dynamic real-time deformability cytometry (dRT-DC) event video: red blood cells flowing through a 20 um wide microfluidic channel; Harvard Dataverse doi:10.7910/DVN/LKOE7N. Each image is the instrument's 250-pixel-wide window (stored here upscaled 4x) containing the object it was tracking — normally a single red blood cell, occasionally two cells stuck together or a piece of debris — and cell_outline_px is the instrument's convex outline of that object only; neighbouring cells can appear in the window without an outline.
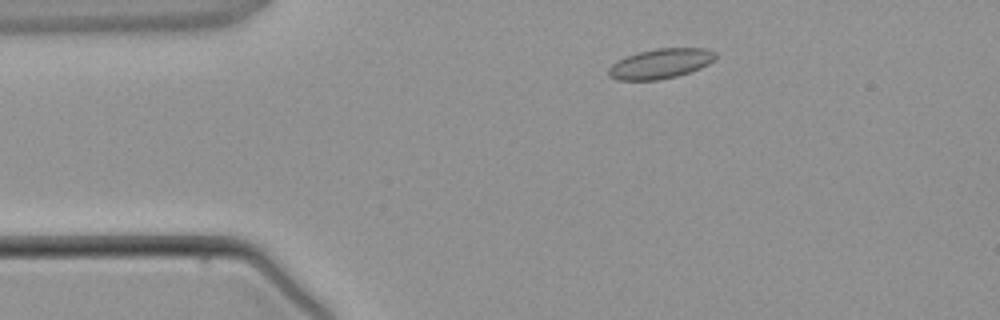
{"species": "common noctule bat (a hibernating species)", "species_latin": "Nyctalus noctula", "temperature_condition": "warm", "stored_images_in_passage": 3, "camera_frame_rate_fps": 3000, "um_per_image_px": 0.085, "animal": {"sex": "male", "body_mass_g": 21.5, "forearm_length_mm": 52.0}, "frame": {"image": 1, "passage_image": 2, "time_ms": 1.333, "image_size_px": [1000, 320], "cell_outline_px": [[716, 60], [700, 68], [676, 76], [660, 80], [616, 80], [608, 76], [608, 68], [616, 60], [640, 52], [656, 48], [708, 48], [716, 52]], "centroid_in_image_um": [56.15, 5.41], "position_along_channel_um": 28.9, "area_um2": 18.73}}
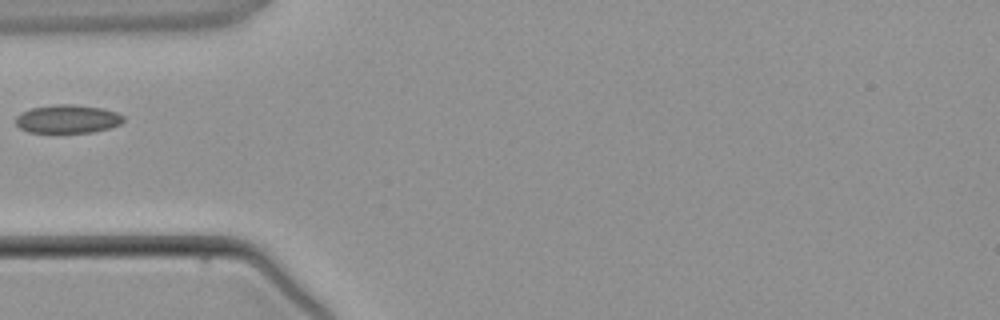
{"frame": {"image": 2, "passage_image": 3, "time_ms": 3.333, "image_size_px": [1000, 320], "cell_outline_px": [[124, 120], [120, 124], [108, 128], [92, 132], [28, 132], [20, 128], [16, 124], [16, 116], [20, 112], [32, 108], [56, 104], [72, 104], [100, 108], [116, 112], [124, 116]], "centroid_in_image_um": [5.72, 10.11], "position_along_channel_um": 79.3, "area_um2": 17.69}}